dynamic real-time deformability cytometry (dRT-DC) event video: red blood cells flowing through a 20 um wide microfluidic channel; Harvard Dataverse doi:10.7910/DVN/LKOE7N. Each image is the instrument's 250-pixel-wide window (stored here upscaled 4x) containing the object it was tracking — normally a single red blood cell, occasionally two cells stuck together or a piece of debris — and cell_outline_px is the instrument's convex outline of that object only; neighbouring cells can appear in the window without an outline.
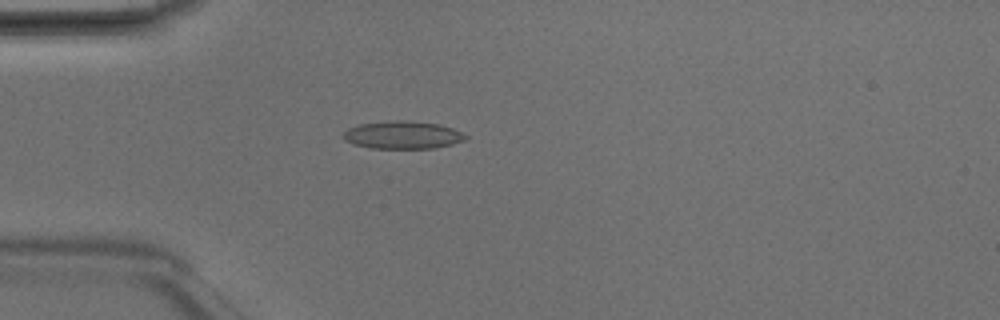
{"species": "Egyptian fruit bat (a non-hibernating species)", "species_latin": "Rousettus aegyptiacus", "temperature_condition": "room temperature", "stored_images_in_passage": 3, "camera_frame_rate_fps": 3000, "um_per_image_px": 0.085, "animal": {"sex": "male"}, "frame": {"image": 1, "passage_image": 3, "time_ms": 0.667, "image_size_px": [1000, 320], "cell_outline_px": [[468, 136], [464, 140], [452, 144], [436, 148], [372, 148], [352, 144], [344, 140], [340, 136], [348, 128], [360, 124], [396, 120], [404, 120], [440, 124], [452, 128]], "centroid_in_image_um": [34.19, 11.47], "position_along_channel_um": 50.8, "area_um2": 19.77}}